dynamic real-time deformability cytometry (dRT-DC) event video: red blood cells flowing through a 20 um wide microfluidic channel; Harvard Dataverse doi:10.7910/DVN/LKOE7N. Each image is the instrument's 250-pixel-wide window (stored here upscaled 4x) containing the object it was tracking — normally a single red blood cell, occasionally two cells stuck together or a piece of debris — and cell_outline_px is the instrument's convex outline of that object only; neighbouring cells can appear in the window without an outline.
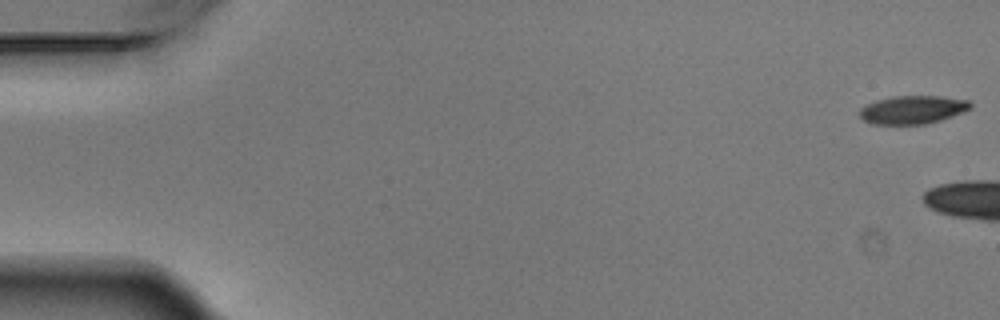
{"species": "Egyptian fruit bat (a non-hibernating species)", "species_latin": "Rousettus aegyptiacus", "temperature_condition": "warm", "stored_images_in_passage": 6, "camera_frame_rate_fps": 3000, "um_per_image_px": 0.085, "animal": {"sex": "male"}, "frame": {"image": 1, "passage_image": 1, "time_ms": 0.0, "image_size_px": [1000, 320], "cell_outline_px": [[972, 108], [940, 120], [924, 124], [872, 124], [864, 120], [860, 116], [860, 108], [876, 100], [896, 96], [936, 96], [968, 100], [972, 104]], "centroid_in_image_um": [77.57, 9.32], "position_along_channel_um": 7.4, "area_um2": 17.98}}